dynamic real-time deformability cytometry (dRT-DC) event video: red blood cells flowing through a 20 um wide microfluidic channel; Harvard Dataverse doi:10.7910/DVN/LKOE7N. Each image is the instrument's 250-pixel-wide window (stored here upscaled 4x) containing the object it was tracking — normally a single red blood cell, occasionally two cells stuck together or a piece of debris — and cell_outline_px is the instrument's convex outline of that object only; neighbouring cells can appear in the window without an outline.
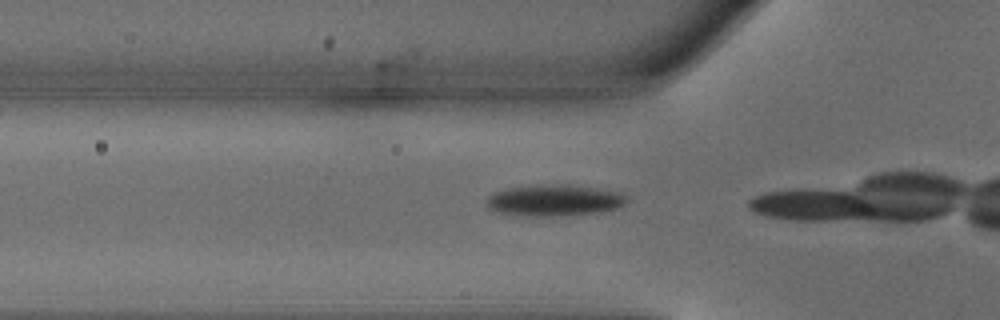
{"species": "common noctule bat (a hibernating species)", "species_latin": "Nyctalus noctula", "temperature_condition": "warm", "stored_images_in_passage": 4, "camera_frame_rate_fps": 3000, "um_per_image_px": 0.085, "animal": {"sex": "male", "body_mass_g": 18.8}, "frame": {"image": 1, "passage_image": 2, "time_ms": 0.333, "image_size_px": [1000, 320], "cell_outline_px": [[628, 200], [620, 208], [596, 212], [568, 216], [524, 216], [496, 212], [488, 208], [488, 196], [496, 192], [508, 188], [540, 184], [568, 184], [596, 188], [620, 192], [628, 196]], "centroid_in_image_um": [47.15, 17.03], "position_along_channel_um": 78.6, "area_um2": 25.89}}